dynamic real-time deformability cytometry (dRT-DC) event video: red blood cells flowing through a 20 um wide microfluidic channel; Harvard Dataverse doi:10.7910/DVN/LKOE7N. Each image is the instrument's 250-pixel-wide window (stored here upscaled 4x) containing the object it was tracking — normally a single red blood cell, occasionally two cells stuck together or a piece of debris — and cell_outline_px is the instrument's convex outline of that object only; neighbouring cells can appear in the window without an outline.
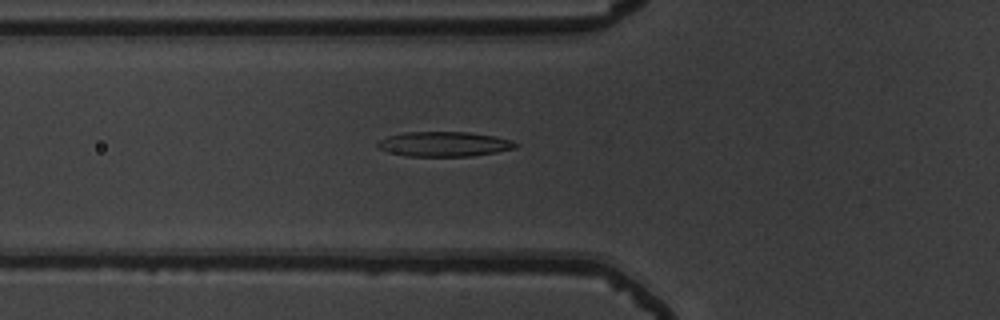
{"species": "common noctule bat (a hibernating species)", "species_latin": "Nyctalus noctula", "temperature_condition": "warm", "stored_images_in_passage": 28, "camera_frame_rate_fps": 3000, "um_per_image_px": 0.085, "animal": {"sex": "male", "body_mass_g": 19.5, "forearm_length_mm": 54.6}, "frame": {"image": 1, "passage_image": 3, "time_ms": 0.667, "image_size_px": [1000, 320], "cell_outline_px": [[520, 144], [516, 148], [496, 152], [472, 156], [408, 156], [388, 152], [380, 148], [376, 144], [380, 140], [388, 136], [404, 132], [468, 132], [496, 136], [512, 140]], "centroid_in_image_um": [37.8, 12.24], "position_along_channel_um": 88.0, "area_um2": 20.0}}
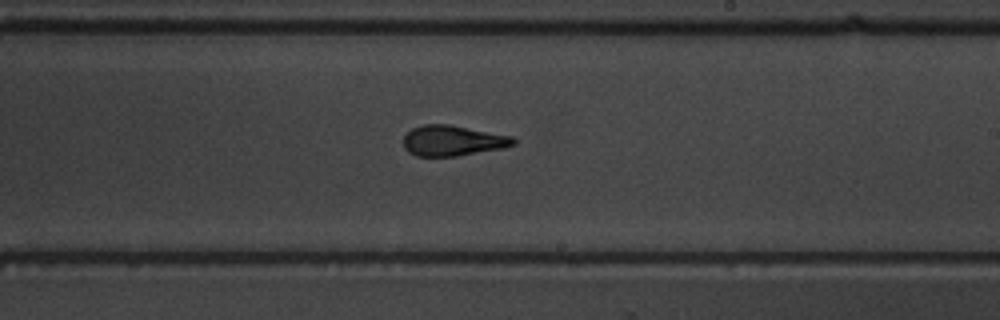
{"frame": {"image": 2, "passage_image": 16, "time_ms": 5.0, "image_size_px": [1000, 320], "cell_outline_px": [[516, 144], [504, 148], [456, 156], [416, 156], [408, 152], [404, 148], [404, 136], [412, 128], [424, 124], [448, 124], [512, 136], [516, 140]], "centroid_in_image_um": [38.48, 11.96], "position_along_channel_um": 250.5, "area_um2": 19.54}}
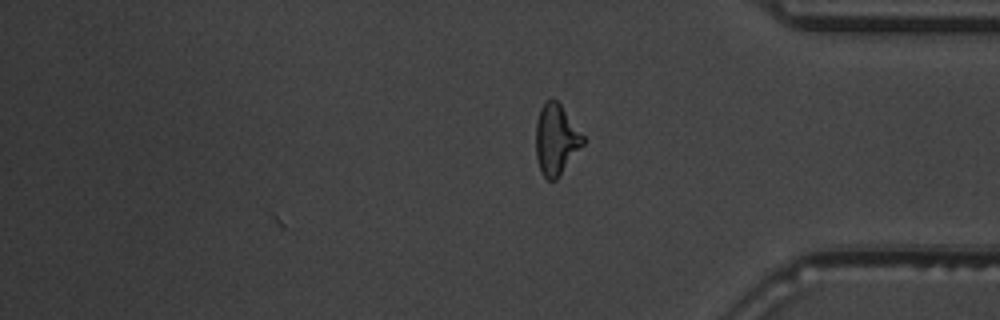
{"frame": {"image": 3, "passage_image": 28, "time_ms": 9.0, "image_size_px": [1000, 320], "cell_outline_px": [[584, 144], [556, 180], [548, 180], [540, 172], [536, 156], [536, 120], [540, 108], [548, 100], [556, 100], [560, 104], [584, 136]], "centroid_in_image_um": [47.25, 11.88], "position_along_channel_um": 387.9, "area_um2": 19.25}, "authors_computed_cell_mechanics": {"area_um2": 19.3341, "velocity_mm_per_s": 3.746, "shape_relaxation_time_tau1_ms": 5.4585, "shape_relaxation_time_tau2_ms": 2.042, "deformation_change_tau1": 0.2051, "deformation_change_tau2": 0.1283}}